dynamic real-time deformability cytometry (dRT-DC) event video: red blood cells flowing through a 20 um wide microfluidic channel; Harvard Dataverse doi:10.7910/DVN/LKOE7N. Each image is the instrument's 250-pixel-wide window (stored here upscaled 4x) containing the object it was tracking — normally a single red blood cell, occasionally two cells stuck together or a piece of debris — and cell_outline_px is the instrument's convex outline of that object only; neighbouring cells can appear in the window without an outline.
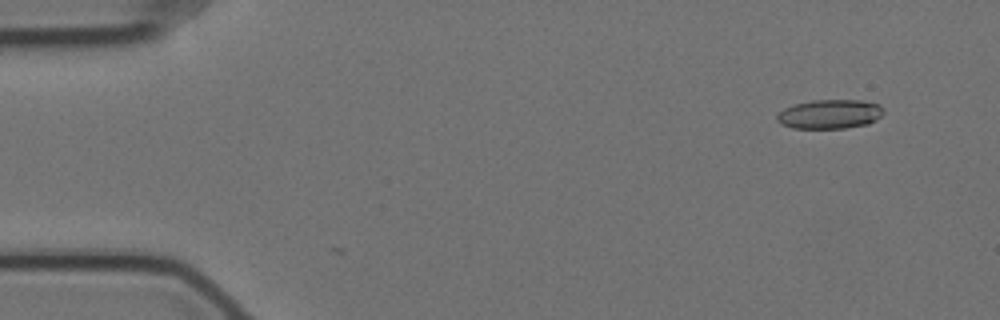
{"species": "Egyptian fruit bat (a non-hibernating species)", "species_latin": "Rousettus aegyptiacus", "temperature_condition": "cold", "stored_images_in_passage": 54, "camera_frame_rate_fps": 3000, "um_per_image_px": 0.085, "animal": {"sex": "female"}, "frame": {"image": 1, "passage_image": 1, "time_ms": 0.0, "image_size_px": [1000, 320], "cell_outline_px": [[884, 112], [876, 120], [868, 124], [844, 128], [792, 128], [780, 124], [776, 120], [776, 116], [784, 108], [796, 104], [812, 100], [860, 100], [880, 104], [884, 108]], "centroid_in_image_um": [70.54, 9.7], "position_along_channel_um": 14.5, "area_um2": 18.21}}
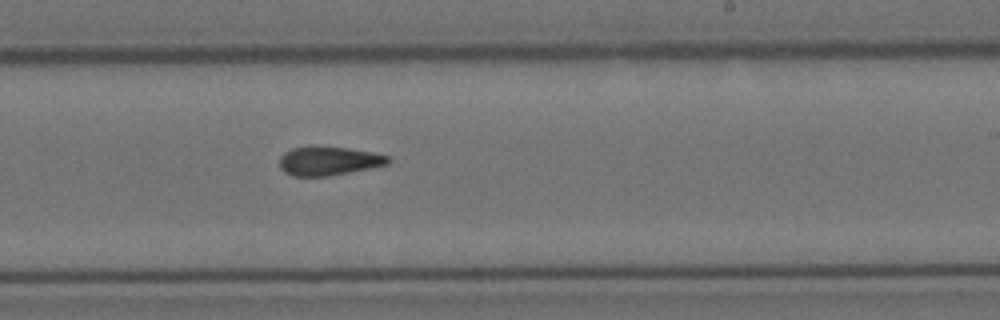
{"frame": {"image": 2, "passage_image": 31, "time_ms": 10.0, "image_size_px": [1000, 320], "cell_outline_px": [[392, 160], [388, 164], [328, 176], [292, 176], [284, 172], [280, 168], [280, 156], [284, 152], [292, 148], [348, 148], [372, 152], [388, 156]], "centroid_in_image_um": [27.93, 13.7], "position_along_channel_um": 261.1, "area_um2": 17.74}}
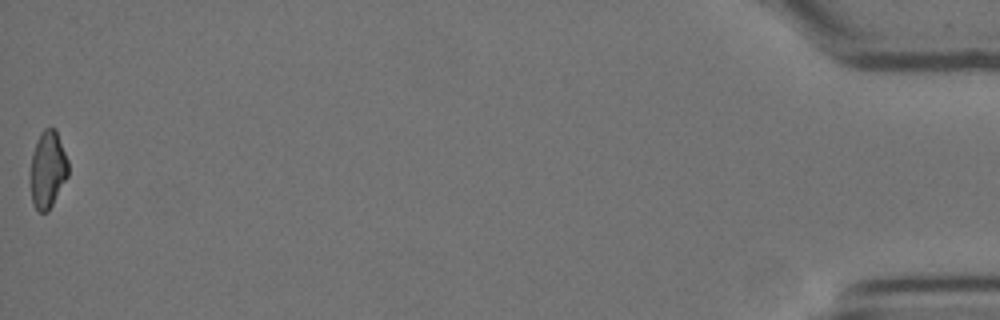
{"frame": {"image": 3, "passage_image": 54, "time_ms": 17.667, "image_size_px": [1000, 320], "cell_outline_px": [[68, 176], [48, 212], [40, 212], [32, 204], [32, 156], [36, 140], [40, 132], [44, 128], [56, 128], [68, 160]], "centroid_in_image_um": [4.08, 14.38], "position_along_channel_um": 431.1, "area_um2": 16.76}, "authors_computed_cell_mechanics": {"area_um2": 18.4093, "velocity_mm_per_s": 3.5174, "shape_relaxation_time_tau1_ms": null, "shape_relaxation_time_tau2_ms": 4.18, "deformation_change_tau1": null, "deformation_change_tau2": 0.1183}}